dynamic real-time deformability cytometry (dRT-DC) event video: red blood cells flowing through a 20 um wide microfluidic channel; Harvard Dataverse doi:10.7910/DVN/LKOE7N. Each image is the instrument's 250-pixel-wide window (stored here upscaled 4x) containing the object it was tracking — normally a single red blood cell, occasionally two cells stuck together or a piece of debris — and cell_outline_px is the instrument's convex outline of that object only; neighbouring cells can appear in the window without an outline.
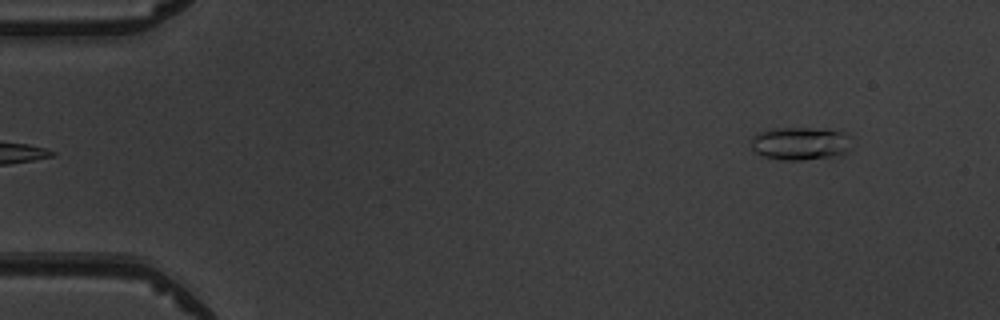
{"species": "common noctule bat (a hibernating species)", "species_latin": "Nyctalus noctula", "temperature_condition": "warm", "stored_images_in_passage": 5, "segment_of_instrument_passage": [2, 2], "camera_frame_rate_fps": 3000, "um_per_image_px": 0.085, "animal": {"sex": "male", "body_mass_g": 19.5, "forearm_length_mm": 54.6}, "frame": {"image": 1, "passage_image": 5, "time_ms": 5.667, "image_size_px": [1000, 320], "cell_outline_px": [[852, 152], [844, 156], [800, 160], [780, 160], [764, 156], [756, 152], [752, 148], [752, 136], [756, 132], [776, 128], [812, 128], [848, 132], [852, 136]], "centroid_in_image_um": [68.15, 12.2], "position_along_channel_um": 16.8, "area_um2": 20.11}}